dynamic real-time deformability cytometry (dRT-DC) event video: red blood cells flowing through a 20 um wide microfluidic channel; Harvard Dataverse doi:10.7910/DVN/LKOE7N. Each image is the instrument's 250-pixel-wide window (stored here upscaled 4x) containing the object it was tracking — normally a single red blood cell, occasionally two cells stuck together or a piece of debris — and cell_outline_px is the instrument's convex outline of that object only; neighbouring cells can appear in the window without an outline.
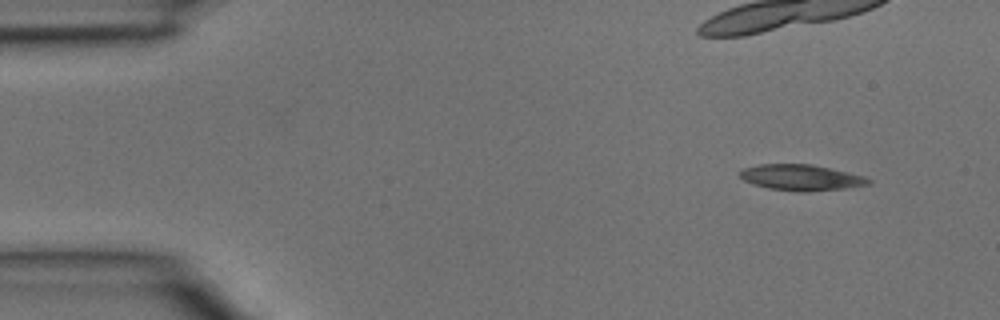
{"species": "common noctule bat (a hibernating species)", "species_latin": "Nyctalus noctula", "temperature_condition": "room temperature", "stored_images_in_passage": 4, "camera_frame_rate_fps": 3000, "um_per_image_px": 0.085, "animal": {"sex": "male", "body_mass_g": 15.6}, "frame": {"image": 1, "passage_image": 1, "time_ms": 0.0, "image_size_px": [1000, 320], "cell_outline_px": [[872, 184], [844, 188], [804, 192], [768, 188], [744, 180], [736, 172], [744, 168], [760, 164], [812, 164], [864, 176], [872, 180]], "centroid_in_image_um": [68.1, 15.08], "position_along_channel_um": 16.9, "area_um2": 19.25}}
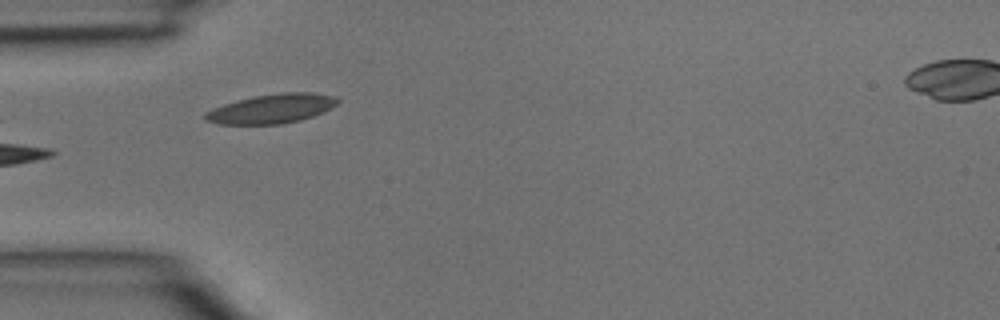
{"frame": {"image": 2, "passage_image": 4, "time_ms": 1.0, "image_size_px": [1000, 320], "cell_outline_px": [[340, 100], [336, 104], [312, 116], [300, 120], [280, 124], [220, 124], [204, 120], [204, 112], [212, 108], [224, 104], [256, 96], [280, 92], [312, 92], [336, 96]], "centroid_in_image_um": [23.07, 9.23], "position_along_channel_um": 61.9, "area_um2": 22.37}}